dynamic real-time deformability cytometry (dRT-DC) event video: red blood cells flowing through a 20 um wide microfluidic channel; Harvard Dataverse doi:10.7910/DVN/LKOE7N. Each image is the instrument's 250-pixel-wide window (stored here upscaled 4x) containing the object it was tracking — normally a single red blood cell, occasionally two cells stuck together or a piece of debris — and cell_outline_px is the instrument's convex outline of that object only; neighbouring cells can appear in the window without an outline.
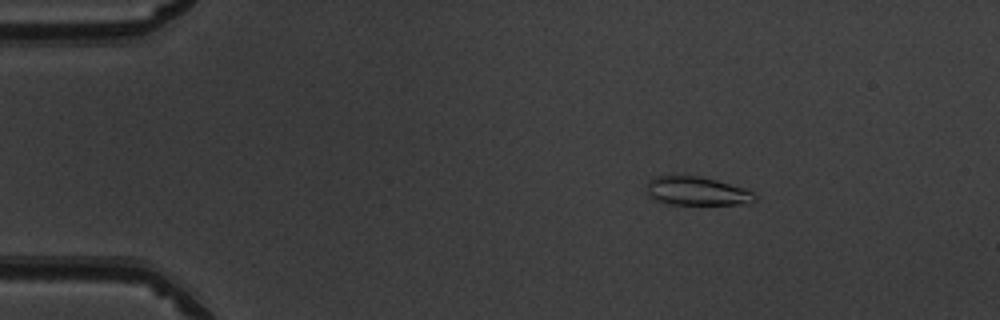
{"species": "common noctule bat (a hibernating species)", "species_latin": "Nyctalus noctula", "temperature_condition": "warm", "stored_images_in_passage": 52, "camera_frame_rate_fps": 3000, "um_per_image_px": 0.085, "animal": {"sex": "male", "body_mass_g": 19.5, "forearm_length_mm": 54.6}, "frame": {"image": 1, "passage_image": 9, "time_ms": 2.667, "image_size_px": [1000, 320], "cell_outline_px": [[756, 200], [752, 204], [668, 204], [652, 200], [648, 196], [648, 180], [656, 176], [700, 176], [748, 188], [756, 196]], "centroid_in_image_um": [59.27, 16.25], "position_along_channel_um": 25.7, "area_um2": 18.26}}
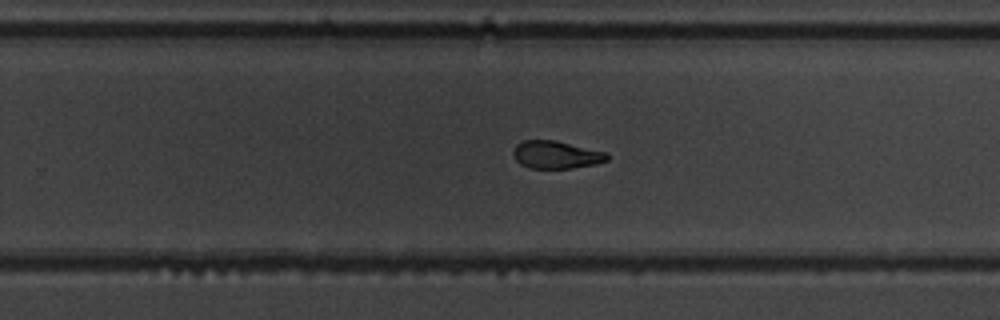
{"frame": {"image": 2, "passage_image": 34, "time_ms": 11.0, "image_size_px": [1000, 320], "cell_outline_px": [[608, 160], [596, 164], [572, 168], [528, 168], [520, 164], [512, 156], [512, 152], [516, 144], [524, 140], [556, 140], [608, 152]], "centroid_in_image_um": [47.27, 13.15], "position_along_channel_um": 282.5, "area_um2": 15.37}}
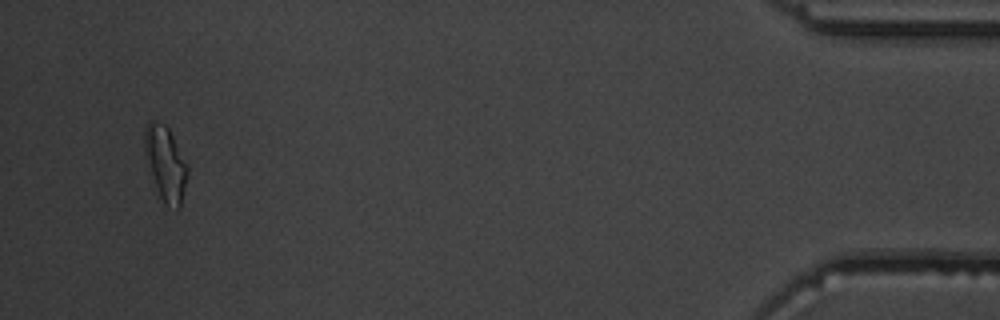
{"frame": {"image": 3, "passage_image": 50, "time_ms": 16.333, "image_size_px": [1000, 320], "cell_outline_px": [[188, 176], [180, 208], [176, 208], [164, 204], [156, 188], [144, 152], [144, 128], [148, 120], [156, 120], [164, 124], [168, 128], [188, 164]], "centroid_in_image_um": [14.07, 13.87], "position_along_channel_um": 421.1, "area_um2": 18.73}, "authors_computed_cell_mechanics": {"area_um2": 16.6175, "velocity_mm_per_s": 3.9725, "shape_relaxation_time_tau1_ms": 6.2608, "shape_relaxation_time_tau2_ms": 2.6609, "deformation_change_tau1": 0.1932, "deformation_change_tau2": 0.0952}}